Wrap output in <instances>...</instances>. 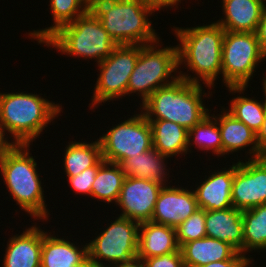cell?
Returning a JSON list of instances; mask_svg holds the SVG:
<instances>
[{
    "label": "cell",
    "mask_w": 266,
    "mask_h": 267,
    "mask_svg": "<svg viewBox=\"0 0 266 267\" xmlns=\"http://www.w3.org/2000/svg\"><path fill=\"white\" fill-rule=\"evenodd\" d=\"M173 29L180 42L177 45L178 67L185 64L189 68L187 72H195V77L183 71H179L178 76L187 82L201 84L200 81H203L208 88L214 87L218 75H222V42L225 30L217 22Z\"/></svg>",
    "instance_id": "cell-1"
},
{
    "label": "cell",
    "mask_w": 266,
    "mask_h": 267,
    "mask_svg": "<svg viewBox=\"0 0 266 267\" xmlns=\"http://www.w3.org/2000/svg\"><path fill=\"white\" fill-rule=\"evenodd\" d=\"M90 9L117 45H148L160 39L148 18L156 10L145 0H90Z\"/></svg>",
    "instance_id": "cell-2"
},
{
    "label": "cell",
    "mask_w": 266,
    "mask_h": 267,
    "mask_svg": "<svg viewBox=\"0 0 266 267\" xmlns=\"http://www.w3.org/2000/svg\"><path fill=\"white\" fill-rule=\"evenodd\" d=\"M202 88V84L187 82L179 77L154 91L140 105V110L147 120H167L189 130L209 114L202 100L205 95L204 98H209L211 94Z\"/></svg>",
    "instance_id": "cell-3"
},
{
    "label": "cell",
    "mask_w": 266,
    "mask_h": 267,
    "mask_svg": "<svg viewBox=\"0 0 266 267\" xmlns=\"http://www.w3.org/2000/svg\"><path fill=\"white\" fill-rule=\"evenodd\" d=\"M61 109L35 93L0 92V124L16 144L31 145Z\"/></svg>",
    "instance_id": "cell-4"
},
{
    "label": "cell",
    "mask_w": 266,
    "mask_h": 267,
    "mask_svg": "<svg viewBox=\"0 0 266 267\" xmlns=\"http://www.w3.org/2000/svg\"><path fill=\"white\" fill-rule=\"evenodd\" d=\"M30 145L17 144L1 161L0 173L12 198L25 212L37 220L47 221L46 208L37 162L30 156Z\"/></svg>",
    "instance_id": "cell-5"
},
{
    "label": "cell",
    "mask_w": 266,
    "mask_h": 267,
    "mask_svg": "<svg viewBox=\"0 0 266 267\" xmlns=\"http://www.w3.org/2000/svg\"><path fill=\"white\" fill-rule=\"evenodd\" d=\"M44 45L52 46L67 56L85 60L94 58L97 64L117 46L90 8L74 21L61 26Z\"/></svg>",
    "instance_id": "cell-6"
},
{
    "label": "cell",
    "mask_w": 266,
    "mask_h": 267,
    "mask_svg": "<svg viewBox=\"0 0 266 267\" xmlns=\"http://www.w3.org/2000/svg\"><path fill=\"white\" fill-rule=\"evenodd\" d=\"M159 42L160 40L140 45L139 57L129 78L126 95L137 92L142 100L141 105L158 88L167 86L179 78L178 47L159 48Z\"/></svg>",
    "instance_id": "cell-7"
},
{
    "label": "cell",
    "mask_w": 266,
    "mask_h": 267,
    "mask_svg": "<svg viewBox=\"0 0 266 267\" xmlns=\"http://www.w3.org/2000/svg\"><path fill=\"white\" fill-rule=\"evenodd\" d=\"M266 58L255 32L225 31L222 42V81L233 94L244 95L258 64Z\"/></svg>",
    "instance_id": "cell-8"
},
{
    "label": "cell",
    "mask_w": 266,
    "mask_h": 267,
    "mask_svg": "<svg viewBox=\"0 0 266 267\" xmlns=\"http://www.w3.org/2000/svg\"><path fill=\"white\" fill-rule=\"evenodd\" d=\"M138 231V222L118 216L94 240L87 243L88 259L92 266L109 267L137 258ZM103 260L107 262L103 263Z\"/></svg>",
    "instance_id": "cell-9"
},
{
    "label": "cell",
    "mask_w": 266,
    "mask_h": 267,
    "mask_svg": "<svg viewBox=\"0 0 266 267\" xmlns=\"http://www.w3.org/2000/svg\"><path fill=\"white\" fill-rule=\"evenodd\" d=\"M140 53L139 44L117 45L112 53L98 63L99 74L90 108L100 103L122 99ZM115 98V99H114Z\"/></svg>",
    "instance_id": "cell-10"
},
{
    "label": "cell",
    "mask_w": 266,
    "mask_h": 267,
    "mask_svg": "<svg viewBox=\"0 0 266 267\" xmlns=\"http://www.w3.org/2000/svg\"><path fill=\"white\" fill-rule=\"evenodd\" d=\"M99 137L105 161L121 164L153 148L152 129L145 115L134 114Z\"/></svg>",
    "instance_id": "cell-11"
},
{
    "label": "cell",
    "mask_w": 266,
    "mask_h": 267,
    "mask_svg": "<svg viewBox=\"0 0 266 267\" xmlns=\"http://www.w3.org/2000/svg\"><path fill=\"white\" fill-rule=\"evenodd\" d=\"M266 204V156L238 160L232 183V206L247 210Z\"/></svg>",
    "instance_id": "cell-12"
},
{
    "label": "cell",
    "mask_w": 266,
    "mask_h": 267,
    "mask_svg": "<svg viewBox=\"0 0 266 267\" xmlns=\"http://www.w3.org/2000/svg\"><path fill=\"white\" fill-rule=\"evenodd\" d=\"M162 188L163 185L159 183L126 176L116 202L122 211L118 216L126 217L139 224L151 221L155 203Z\"/></svg>",
    "instance_id": "cell-13"
},
{
    "label": "cell",
    "mask_w": 266,
    "mask_h": 267,
    "mask_svg": "<svg viewBox=\"0 0 266 267\" xmlns=\"http://www.w3.org/2000/svg\"><path fill=\"white\" fill-rule=\"evenodd\" d=\"M198 209L194 190L163 186L155 203L151 222L176 228Z\"/></svg>",
    "instance_id": "cell-14"
},
{
    "label": "cell",
    "mask_w": 266,
    "mask_h": 267,
    "mask_svg": "<svg viewBox=\"0 0 266 267\" xmlns=\"http://www.w3.org/2000/svg\"><path fill=\"white\" fill-rule=\"evenodd\" d=\"M214 171L194 190L198 207L208 210H223L232 206V183L236 163L229 169Z\"/></svg>",
    "instance_id": "cell-15"
},
{
    "label": "cell",
    "mask_w": 266,
    "mask_h": 267,
    "mask_svg": "<svg viewBox=\"0 0 266 267\" xmlns=\"http://www.w3.org/2000/svg\"><path fill=\"white\" fill-rule=\"evenodd\" d=\"M43 230L35 224L8 239L3 267H40Z\"/></svg>",
    "instance_id": "cell-16"
},
{
    "label": "cell",
    "mask_w": 266,
    "mask_h": 267,
    "mask_svg": "<svg viewBox=\"0 0 266 267\" xmlns=\"http://www.w3.org/2000/svg\"><path fill=\"white\" fill-rule=\"evenodd\" d=\"M242 212L234 207L205 211L206 235L230 244L243 254Z\"/></svg>",
    "instance_id": "cell-17"
},
{
    "label": "cell",
    "mask_w": 266,
    "mask_h": 267,
    "mask_svg": "<svg viewBox=\"0 0 266 267\" xmlns=\"http://www.w3.org/2000/svg\"><path fill=\"white\" fill-rule=\"evenodd\" d=\"M222 115L213 117L218 121V126L220 130L222 146H223V155H227L229 153L238 152L239 150H243L246 147L248 148V152L250 154L249 159H258L263 157L258 151V145L256 140V133L252 131L245 123L236 119L232 114L222 108ZM219 116V117H218Z\"/></svg>",
    "instance_id": "cell-18"
},
{
    "label": "cell",
    "mask_w": 266,
    "mask_h": 267,
    "mask_svg": "<svg viewBox=\"0 0 266 267\" xmlns=\"http://www.w3.org/2000/svg\"><path fill=\"white\" fill-rule=\"evenodd\" d=\"M179 250L176 229L151 221L139 224L137 257L162 256Z\"/></svg>",
    "instance_id": "cell-19"
},
{
    "label": "cell",
    "mask_w": 266,
    "mask_h": 267,
    "mask_svg": "<svg viewBox=\"0 0 266 267\" xmlns=\"http://www.w3.org/2000/svg\"><path fill=\"white\" fill-rule=\"evenodd\" d=\"M88 258V244L75 245L43 230L40 267H78Z\"/></svg>",
    "instance_id": "cell-20"
},
{
    "label": "cell",
    "mask_w": 266,
    "mask_h": 267,
    "mask_svg": "<svg viewBox=\"0 0 266 267\" xmlns=\"http://www.w3.org/2000/svg\"><path fill=\"white\" fill-rule=\"evenodd\" d=\"M224 18L217 23L231 32H256L264 4L260 0H222Z\"/></svg>",
    "instance_id": "cell-21"
},
{
    "label": "cell",
    "mask_w": 266,
    "mask_h": 267,
    "mask_svg": "<svg viewBox=\"0 0 266 267\" xmlns=\"http://www.w3.org/2000/svg\"><path fill=\"white\" fill-rule=\"evenodd\" d=\"M179 249L185 267L227 260L237 252L230 244L208 236L182 244Z\"/></svg>",
    "instance_id": "cell-22"
},
{
    "label": "cell",
    "mask_w": 266,
    "mask_h": 267,
    "mask_svg": "<svg viewBox=\"0 0 266 267\" xmlns=\"http://www.w3.org/2000/svg\"><path fill=\"white\" fill-rule=\"evenodd\" d=\"M168 156L162 155L156 149L151 148L133 158L125 159L120 165L126 176L159 183L163 186L168 185L166 182L169 170L164 161Z\"/></svg>",
    "instance_id": "cell-23"
},
{
    "label": "cell",
    "mask_w": 266,
    "mask_h": 267,
    "mask_svg": "<svg viewBox=\"0 0 266 267\" xmlns=\"http://www.w3.org/2000/svg\"><path fill=\"white\" fill-rule=\"evenodd\" d=\"M152 129L153 148L173 157L188 153V130L167 120H148Z\"/></svg>",
    "instance_id": "cell-24"
},
{
    "label": "cell",
    "mask_w": 266,
    "mask_h": 267,
    "mask_svg": "<svg viewBox=\"0 0 266 267\" xmlns=\"http://www.w3.org/2000/svg\"><path fill=\"white\" fill-rule=\"evenodd\" d=\"M64 152L63 166L67 177H75L87 168L99 166L104 160L98 139L93 143L71 141Z\"/></svg>",
    "instance_id": "cell-25"
},
{
    "label": "cell",
    "mask_w": 266,
    "mask_h": 267,
    "mask_svg": "<svg viewBox=\"0 0 266 267\" xmlns=\"http://www.w3.org/2000/svg\"><path fill=\"white\" fill-rule=\"evenodd\" d=\"M53 25L45 29L30 31L31 39L43 44L61 26L74 21L90 8V0H50Z\"/></svg>",
    "instance_id": "cell-26"
},
{
    "label": "cell",
    "mask_w": 266,
    "mask_h": 267,
    "mask_svg": "<svg viewBox=\"0 0 266 267\" xmlns=\"http://www.w3.org/2000/svg\"><path fill=\"white\" fill-rule=\"evenodd\" d=\"M126 174L120 164L103 160L92 185V197L104 202H117Z\"/></svg>",
    "instance_id": "cell-27"
},
{
    "label": "cell",
    "mask_w": 266,
    "mask_h": 267,
    "mask_svg": "<svg viewBox=\"0 0 266 267\" xmlns=\"http://www.w3.org/2000/svg\"><path fill=\"white\" fill-rule=\"evenodd\" d=\"M243 254L266 250V204L243 210Z\"/></svg>",
    "instance_id": "cell-28"
},
{
    "label": "cell",
    "mask_w": 266,
    "mask_h": 267,
    "mask_svg": "<svg viewBox=\"0 0 266 267\" xmlns=\"http://www.w3.org/2000/svg\"><path fill=\"white\" fill-rule=\"evenodd\" d=\"M194 143H193V142ZM193 144L195 148L212 151L214 155L223 156V146L218 121L208 114L200 123L188 130V152Z\"/></svg>",
    "instance_id": "cell-29"
},
{
    "label": "cell",
    "mask_w": 266,
    "mask_h": 267,
    "mask_svg": "<svg viewBox=\"0 0 266 267\" xmlns=\"http://www.w3.org/2000/svg\"><path fill=\"white\" fill-rule=\"evenodd\" d=\"M264 102L238 96L230 101V108L227 110L236 119L245 123L256 134L261 129L266 115V86L263 84Z\"/></svg>",
    "instance_id": "cell-30"
},
{
    "label": "cell",
    "mask_w": 266,
    "mask_h": 267,
    "mask_svg": "<svg viewBox=\"0 0 266 267\" xmlns=\"http://www.w3.org/2000/svg\"><path fill=\"white\" fill-rule=\"evenodd\" d=\"M175 229L176 240L179 247L190 241L204 238L207 236L205 228V210L199 208Z\"/></svg>",
    "instance_id": "cell-31"
},
{
    "label": "cell",
    "mask_w": 266,
    "mask_h": 267,
    "mask_svg": "<svg viewBox=\"0 0 266 267\" xmlns=\"http://www.w3.org/2000/svg\"><path fill=\"white\" fill-rule=\"evenodd\" d=\"M99 166L87 168L75 177H68L70 187L77 192V194L90 195L92 198V185L95 182V176Z\"/></svg>",
    "instance_id": "cell-32"
},
{
    "label": "cell",
    "mask_w": 266,
    "mask_h": 267,
    "mask_svg": "<svg viewBox=\"0 0 266 267\" xmlns=\"http://www.w3.org/2000/svg\"><path fill=\"white\" fill-rule=\"evenodd\" d=\"M146 267H185L180 249L174 253L145 258Z\"/></svg>",
    "instance_id": "cell-33"
},
{
    "label": "cell",
    "mask_w": 266,
    "mask_h": 267,
    "mask_svg": "<svg viewBox=\"0 0 266 267\" xmlns=\"http://www.w3.org/2000/svg\"><path fill=\"white\" fill-rule=\"evenodd\" d=\"M253 259H250L248 256L236 252L230 259L221 260L216 262H210L208 264L202 265L200 267H249L253 264Z\"/></svg>",
    "instance_id": "cell-34"
},
{
    "label": "cell",
    "mask_w": 266,
    "mask_h": 267,
    "mask_svg": "<svg viewBox=\"0 0 266 267\" xmlns=\"http://www.w3.org/2000/svg\"><path fill=\"white\" fill-rule=\"evenodd\" d=\"M255 33L257 35L261 51L266 55V4L263 6L261 19Z\"/></svg>",
    "instance_id": "cell-35"
},
{
    "label": "cell",
    "mask_w": 266,
    "mask_h": 267,
    "mask_svg": "<svg viewBox=\"0 0 266 267\" xmlns=\"http://www.w3.org/2000/svg\"><path fill=\"white\" fill-rule=\"evenodd\" d=\"M5 129L0 124V161L17 145L15 142L7 140ZM6 136V137H5Z\"/></svg>",
    "instance_id": "cell-36"
},
{
    "label": "cell",
    "mask_w": 266,
    "mask_h": 267,
    "mask_svg": "<svg viewBox=\"0 0 266 267\" xmlns=\"http://www.w3.org/2000/svg\"><path fill=\"white\" fill-rule=\"evenodd\" d=\"M258 151L262 156H266V115L261 129L256 134Z\"/></svg>",
    "instance_id": "cell-37"
},
{
    "label": "cell",
    "mask_w": 266,
    "mask_h": 267,
    "mask_svg": "<svg viewBox=\"0 0 266 267\" xmlns=\"http://www.w3.org/2000/svg\"><path fill=\"white\" fill-rule=\"evenodd\" d=\"M145 2L152 6L156 11H159L161 8L175 7L178 6V3H181V0H145Z\"/></svg>",
    "instance_id": "cell-38"
},
{
    "label": "cell",
    "mask_w": 266,
    "mask_h": 267,
    "mask_svg": "<svg viewBox=\"0 0 266 267\" xmlns=\"http://www.w3.org/2000/svg\"><path fill=\"white\" fill-rule=\"evenodd\" d=\"M109 267H146V265L142 259L137 257L129 262L115 263Z\"/></svg>",
    "instance_id": "cell-39"
},
{
    "label": "cell",
    "mask_w": 266,
    "mask_h": 267,
    "mask_svg": "<svg viewBox=\"0 0 266 267\" xmlns=\"http://www.w3.org/2000/svg\"><path fill=\"white\" fill-rule=\"evenodd\" d=\"M78 267H93L89 259L87 258L81 265Z\"/></svg>",
    "instance_id": "cell-40"
},
{
    "label": "cell",
    "mask_w": 266,
    "mask_h": 267,
    "mask_svg": "<svg viewBox=\"0 0 266 267\" xmlns=\"http://www.w3.org/2000/svg\"><path fill=\"white\" fill-rule=\"evenodd\" d=\"M265 85L266 86V76L265 77H263V82H262V85Z\"/></svg>",
    "instance_id": "cell-41"
},
{
    "label": "cell",
    "mask_w": 266,
    "mask_h": 267,
    "mask_svg": "<svg viewBox=\"0 0 266 267\" xmlns=\"http://www.w3.org/2000/svg\"><path fill=\"white\" fill-rule=\"evenodd\" d=\"M260 1H261L264 5L266 4V2H265L266 0H260Z\"/></svg>",
    "instance_id": "cell-42"
}]
</instances>
